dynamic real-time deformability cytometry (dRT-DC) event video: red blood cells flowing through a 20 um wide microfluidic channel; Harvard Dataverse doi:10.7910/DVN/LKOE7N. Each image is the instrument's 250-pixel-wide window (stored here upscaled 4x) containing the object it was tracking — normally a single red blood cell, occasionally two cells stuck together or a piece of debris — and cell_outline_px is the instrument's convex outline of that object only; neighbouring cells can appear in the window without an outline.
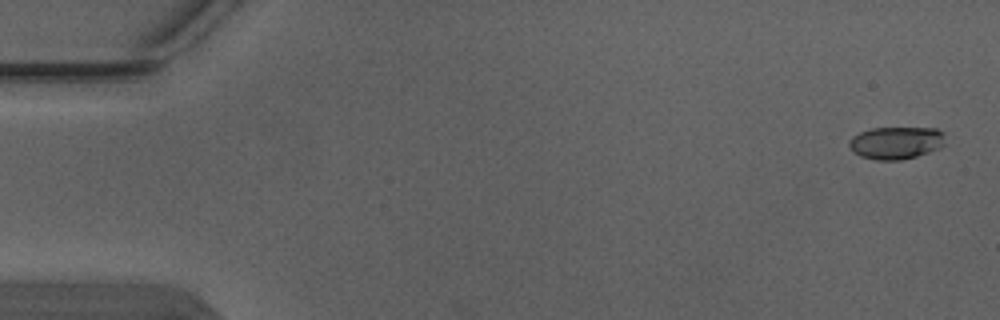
{"species": "Egyptian fruit bat (a non-hibernating species)", "species_latin": "Rousettus aegyptiacus", "temperature_condition": "warm", "stored_images_in_passage": 6, "camera_frame_rate_fps": 3000, "um_per_image_px": 0.085, "animal": {"sex": "male"}, "frame": {"image": 1, "passage_image": 1, "time_ms": 0.0, "image_size_px": [1000, 320], "cell_outline_px": [[944, 144], [940, 148], [916, 156], [900, 160], [876, 160], [860, 156], [852, 152], [848, 144], [848, 140], [852, 136], [860, 132], [872, 128], [936, 128], [944, 132]], "centroid_in_image_um": [76.14, 12.14], "position_along_channel_um": 8.9, "area_um2": 18.32}}
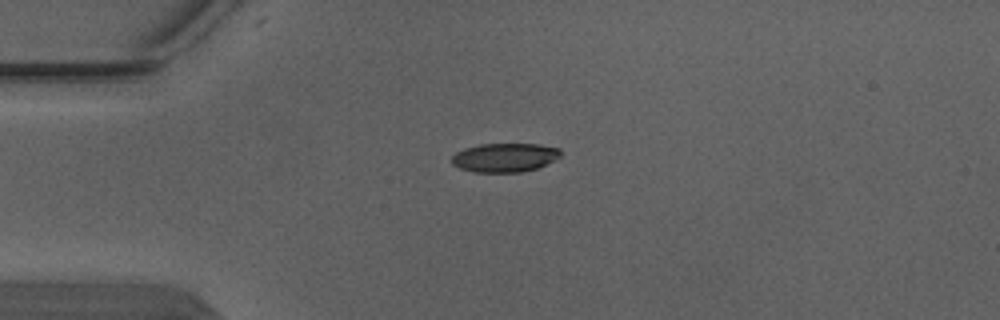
{"frame": {"image": 2, "passage_image": 4, "time_ms": 1.0, "image_size_px": [1000, 320], "cell_outline_px": [[560, 156], [536, 168], [520, 172], [476, 172], [460, 168], [452, 164], [452, 156], [456, 152], [464, 148], [480, 144], [540, 144], [560, 148]], "centroid_in_image_um": [42.87, 13.38], "position_along_channel_um": 42.1, "area_um2": 18.15}}
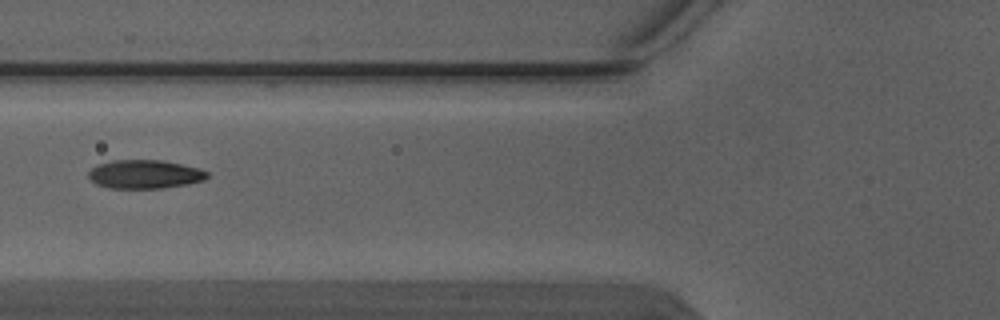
{"frame": {"image": 3, "passage_image": 6, "time_ms": 1.667, "image_size_px": [1000, 320], "cell_outline_px": [[208, 176], [204, 180], [188, 184], [164, 188], [112, 188], [96, 184], [88, 176], [88, 172], [92, 168], [100, 164], [112, 160], [160, 160], [200, 168], [208, 172]], "centroid_in_image_um": [12.32, 14.81], "position_along_channel_um": 113.5, "area_um2": 19.71}}